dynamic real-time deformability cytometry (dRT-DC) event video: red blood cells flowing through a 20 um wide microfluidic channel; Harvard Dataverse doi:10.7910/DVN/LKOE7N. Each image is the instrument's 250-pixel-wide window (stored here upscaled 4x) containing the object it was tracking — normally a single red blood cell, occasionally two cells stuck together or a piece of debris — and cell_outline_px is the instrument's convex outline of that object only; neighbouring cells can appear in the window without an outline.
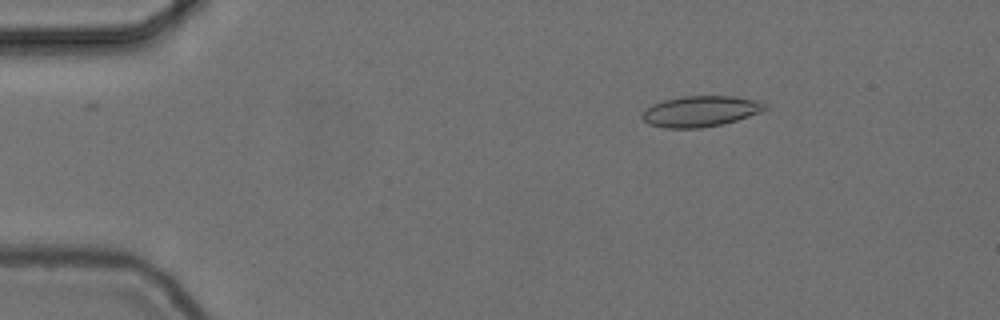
{"species": "common noctule bat (a hibernating species)", "species_latin": "Nyctalus noctula", "temperature_condition": "cold", "stored_images_in_passage": 55, "camera_frame_rate_fps": 3000, "um_per_image_px": 0.085, "animal": {"sex": "female", "body_mass_g": 24.6, "forearm_length_mm": 56.2}, "frame": {"image": 1, "passage_image": 9, "time_ms": 2.667, "image_size_px": [1000, 320], "cell_outline_px": [[768, 108], [760, 112], [724, 124], [700, 128], [664, 128], [648, 124], [640, 116], [652, 104], [664, 100], [684, 96], [736, 96], [756, 100], [764, 104]], "centroid_in_image_um": [59.53, 9.46], "position_along_channel_um": 25.5, "area_um2": 21.96}}
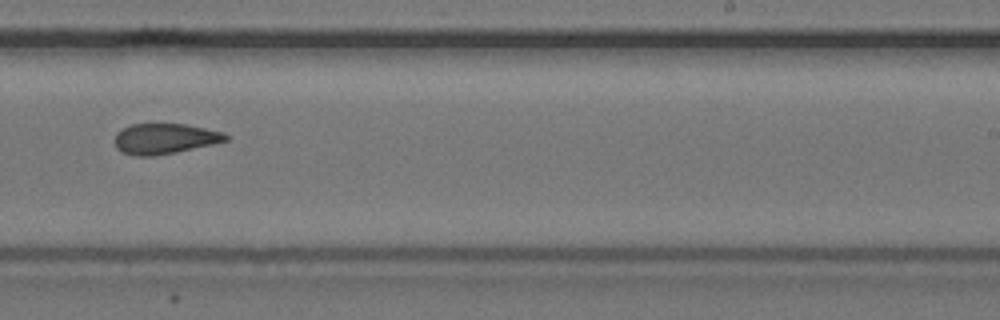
{"frame": {"image": 2, "passage_image": 35, "time_ms": 11.333, "image_size_px": [1000, 320], "cell_outline_px": [[228, 140], [212, 144], [176, 152], [156, 156], [136, 156], [120, 152], [116, 148], [116, 132], [132, 124], [184, 124], [224, 132], [228, 136]], "centroid_in_image_um": [13.99, 11.8], "position_along_channel_um": 275.0, "area_um2": 19.59}}
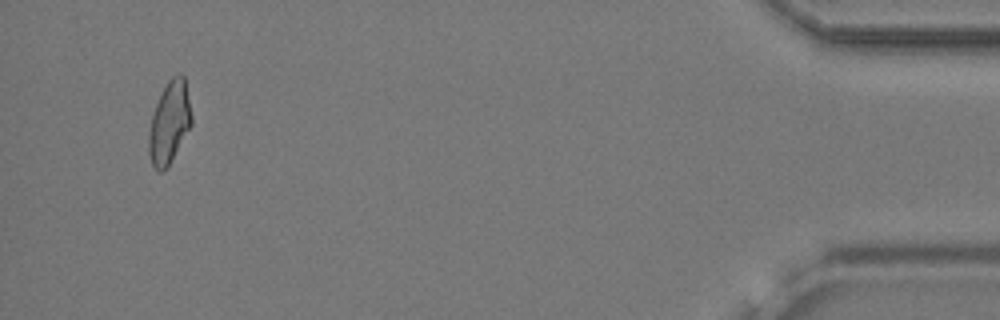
{"frame": {"image": 3, "passage_image": 53, "time_ms": 17.333, "image_size_px": [1000, 320], "cell_outline_px": [[192, 124], [168, 168], [160, 172], [152, 164], [148, 152], [148, 136], [152, 116], [156, 104], [168, 80], [176, 72], [180, 72], [184, 76], [192, 116]], "centroid_in_image_um": [14.41, 10.42], "position_along_channel_um": 420.8, "area_um2": 20.46}, "authors_computed_cell_mechanics": {"area_um2": 20.6924, "velocity_mm_per_s": 3.7335, "shape_relaxation_time_tau1_ms": null, "shape_relaxation_time_tau2_ms": 5.085, "deformation_change_tau1": null, "deformation_change_tau2": 0.1421}}